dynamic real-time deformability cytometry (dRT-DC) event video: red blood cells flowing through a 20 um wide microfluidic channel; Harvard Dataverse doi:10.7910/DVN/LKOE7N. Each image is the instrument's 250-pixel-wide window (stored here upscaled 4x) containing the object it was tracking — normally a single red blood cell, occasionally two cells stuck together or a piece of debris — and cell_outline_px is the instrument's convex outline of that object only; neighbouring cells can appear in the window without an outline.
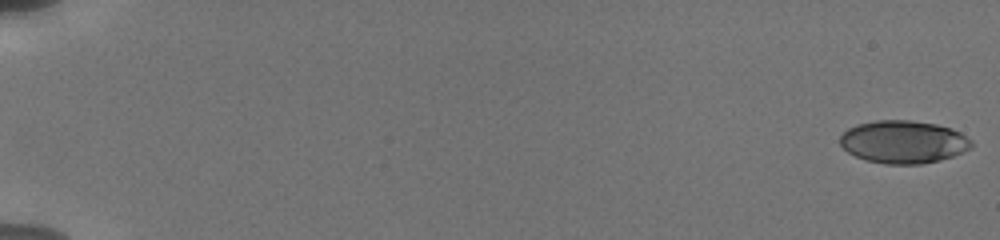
{"species": "human", "species_latin": "Homo sapiens", "temperature_condition": "cold", "stored_images_in_passage": 15, "camera_frame_rate_fps": 3000, "um_per_image_px": 0.085, "donor": {"sex": "male"}, "frame": {"image": 1, "passage_image": 1, "time_ms": 0.0, "image_size_px": [1000, 240], "cell_outline_px": [[972, 148], [952, 156], [940, 160], [920, 164], [884, 164], [864, 160], [848, 152], [840, 144], [840, 136], [848, 128], [856, 124], [876, 120], [912, 120], [936, 124], [952, 128], [960, 132], [972, 140]], "centroid_in_image_um": [76.79, 12.06], "position_along_channel_um": 8.2, "area_um2": 32.95}}
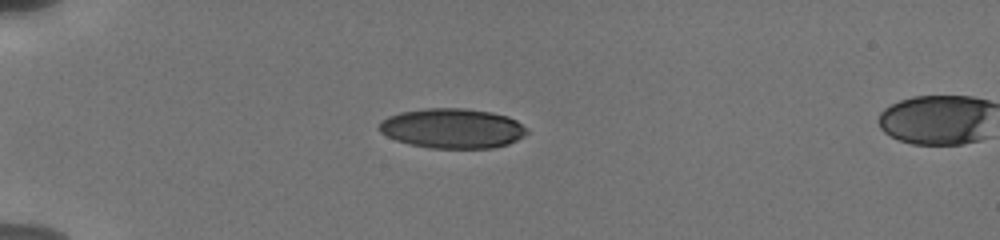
{"frame": {"image": 2, "passage_image": 10, "time_ms": 5.333, "image_size_px": [1000, 240], "cell_outline_px": [[528, 132], [524, 136], [508, 144], [492, 148], [428, 148], [408, 144], [396, 140], [380, 132], [380, 120], [388, 116], [400, 112], [424, 108], [464, 108], [492, 112], [508, 116], [516, 120], [528, 128]], "centroid_in_image_um": [38.46, 10.91], "position_along_channel_um": 46.5, "area_um2": 34.51}}
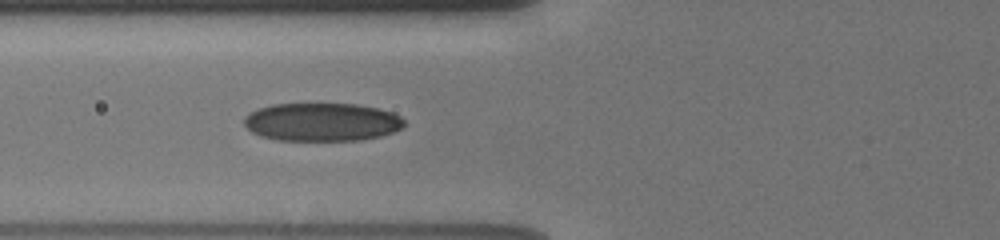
{"frame": {"image": 3, "passage_image": 15, "time_ms": 7.667, "image_size_px": [1000, 240], "cell_outline_px": [[404, 124], [400, 128], [392, 132], [380, 136], [360, 140], [276, 140], [260, 136], [252, 132], [244, 124], [244, 116], [248, 112], [256, 108], [272, 104], [356, 104], [380, 108], [392, 112], [400, 116], [404, 120]], "centroid_in_image_um": [27.33, 10.36], "position_along_channel_um": 98.5, "area_um2": 35.84}}